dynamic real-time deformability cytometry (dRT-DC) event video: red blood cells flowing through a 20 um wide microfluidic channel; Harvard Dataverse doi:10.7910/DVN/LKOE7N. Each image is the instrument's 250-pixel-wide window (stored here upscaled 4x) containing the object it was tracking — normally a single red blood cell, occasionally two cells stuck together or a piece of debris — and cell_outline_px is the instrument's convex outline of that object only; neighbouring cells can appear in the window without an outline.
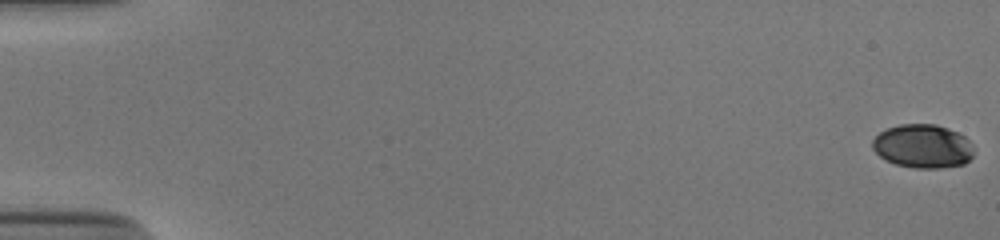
{"species": "human", "species_latin": "Homo sapiens", "temperature_condition": "cold", "stored_images_in_passage": 54, "camera_frame_rate_fps": 3000, "um_per_image_px": 0.085, "donor": {"sex": "male"}, "frame": {"image": 1, "passage_image": 1, "time_ms": 0.0, "image_size_px": [1000, 240], "cell_outline_px": [[972, 156], [964, 164], [940, 168], [916, 168], [896, 164], [884, 160], [872, 148], [872, 140], [880, 132], [888, 128], [900, 124], [936, 124], [948, 128], [964, 136], [972, 144]], "centroid_in_image_um": [78.42, 12.43], "position_along_channel_um": 6.6, "area_um2": 25.72}}
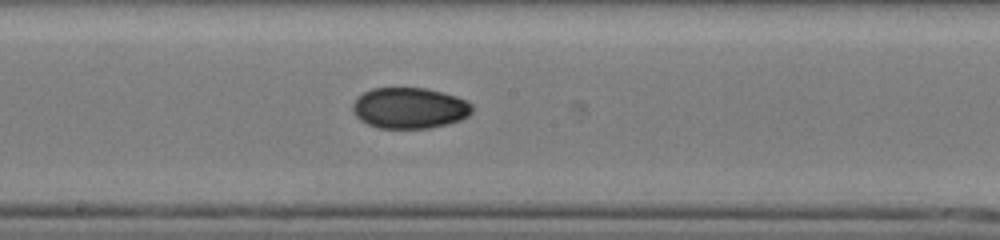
{"frame": {"image": 2, "passage_image": 31, "time_ms": 10.0, "image_size_px": [1000, 240], "cell_outline_px": [[472, 112], [468, 116], [460, 120], [448, 124], [428, 128], [380, 128], [368, 124], [360, 120], [352, 112], [352, 104], [356, 96], [372, 88], [424, 88], [456, 96], [468, 100], [472, 104]], "centroid_in_image_um": [34.79, 9.18], "position_along_channel_um": 213.4, "area_um2": 28.67}}
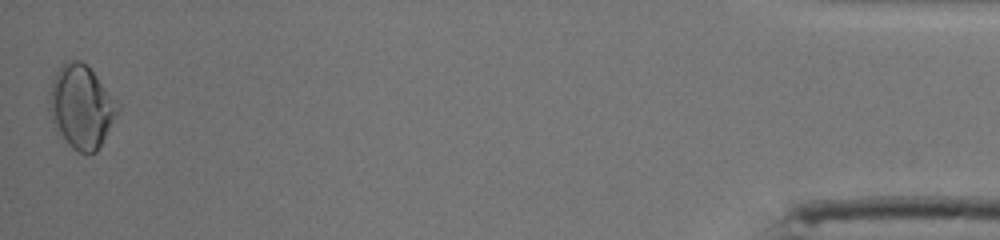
{"frame": {"image": 3, "passage_image": 54, "time_ms": 17.667, "image_size_px": [1000, 240], "cell_outline_px": [[120, 108], [96, 152], [88, 156], [72, 148], [56, 132], [48, 112], [48, 92], [52, 80], [56, 72], [68, 60], [80, 60], [88, 64], [120, 104]], "centroid_in_image_um": [6.88, 9.06], "position_along_channel_um": 428.3, "area_um2": 33.64}, "authors_computed_cell_mechanics": {"area_um2": 28.1486, "velocity_mm_per_s": 3.8962, "shape_relaxation_time_tau1_ms": null, "shape_relaxation_time_tau2_ms": 7.2886, "deformation_change_tau1": null, "deformation_change_tau2": 0.0681}}